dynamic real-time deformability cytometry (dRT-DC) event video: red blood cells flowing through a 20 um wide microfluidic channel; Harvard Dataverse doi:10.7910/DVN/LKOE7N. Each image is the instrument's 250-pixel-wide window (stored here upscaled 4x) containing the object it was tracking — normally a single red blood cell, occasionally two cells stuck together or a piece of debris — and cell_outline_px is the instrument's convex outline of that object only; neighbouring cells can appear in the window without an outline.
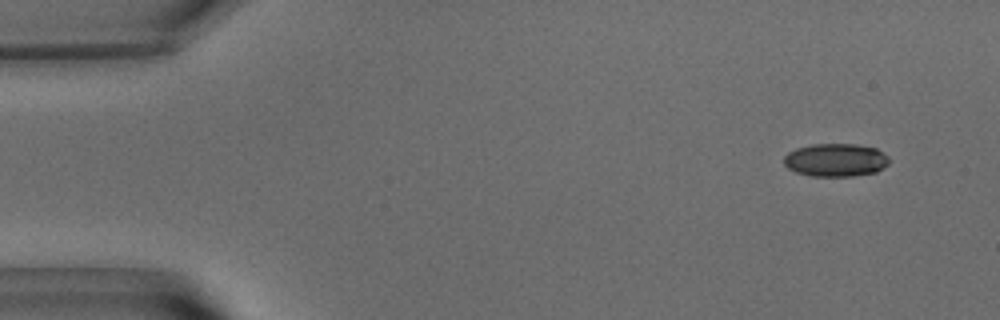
{"species": "common noctule bat (a hibernating species)", "species_latin": "Nyctalus noctula", "temperature_condition": "warm", "stored_images_in_passage": 52, "camera_frame_rate_fps": 3000, "um_per_image_px": 0.085, "animal": {"sex": "male", "body_mass_g": 15.6}, "frame": {"image": 1, "passage_image": 4, "time_ms": 1.0, "image_size_px": [1000, 320], "cell_outline_px": [[888, 164], [876, 172], [852, 176], [812, 176], [796, 172], [788, 168], [784, 164], [784, 156], [788, 152], [796, 148], [812, 144], [856, 144], [876, 148], [888, 156]], "centroid_in_image_um": [71.02, 13.6], "position_along_channel_um": 14.0, "area_um2": 20.29}}
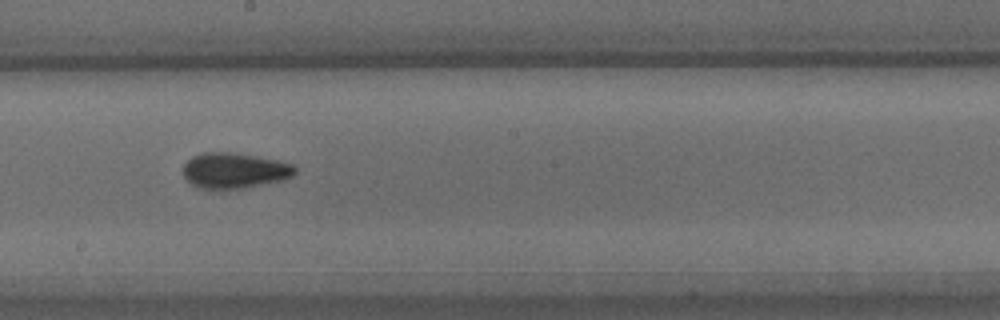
{"frame": {"image": 2, "passage_image": 29, "time_ms": 9.333, "image_size_px": [1000, 320], "cell_outline_px": [[296, 172], [292, 176], [284, 180], [244, 188], [200, 188], [192, 184], [184, 176], [184, 164], [192, 156], [204, 152], [236, 152], [276, 160], [292, 164], [296, 168]], "centroid_in_image_um": [19.95, 14.48], "position_along_channel_um": 228.3, "area_um2": 23.06}}
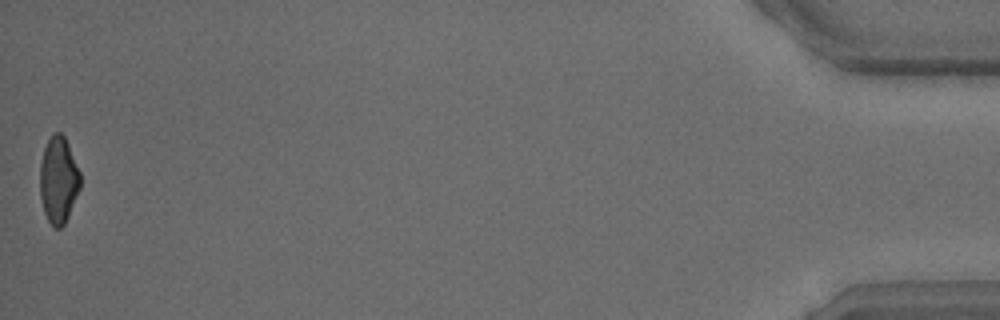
{"frame": {"image": 3, "passage_image": 52, "time_ms": 17.0, "image_size_px": [1000, 320], "cell_outline_px": [[80, 188], [68, 216], [64, 224], [60, 228], [56, 228], [48, 220], [44, 212], [40, 196], [40, 164], [44, 148], [52, 132], [60, 132], [64, 136], [68, 144], [80, 172]], "centroid_in_image_um": [4.96, 15.28], "position_along_channel_um": 430.2, "area_um2": 20.23}, "authors_computed_cell_mechanics": {"area_um2": 21.5305, "velocity_mm_per_s": 3.891, "shape_relaxation_time_tau1_ms": 5.1231, "shape_relaxation_time_tau2_ms": 1.8105, "deformation_change_tau1": 0.1556, "deformation_change_tau2": 0.079}}